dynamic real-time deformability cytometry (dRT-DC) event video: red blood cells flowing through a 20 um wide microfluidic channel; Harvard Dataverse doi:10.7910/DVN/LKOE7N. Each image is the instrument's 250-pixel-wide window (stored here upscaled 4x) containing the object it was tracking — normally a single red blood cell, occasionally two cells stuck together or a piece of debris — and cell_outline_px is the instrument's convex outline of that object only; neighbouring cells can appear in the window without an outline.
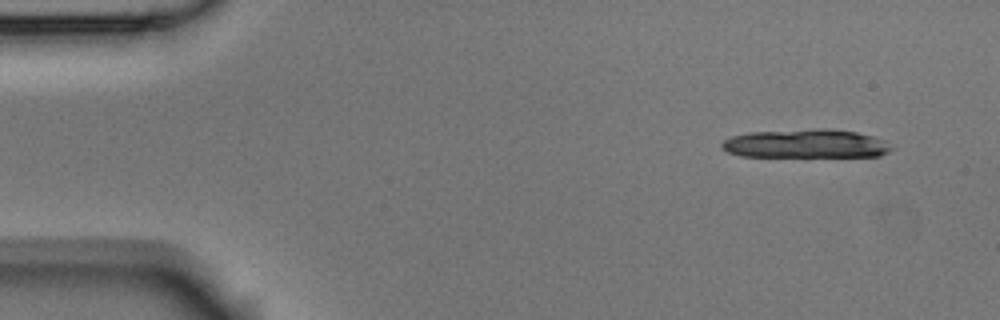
{"species": "Egyptian fruit bat (a non-hibernating species)", "species_latin": "Rousettus aegyptiacus", "temperature_condition": "room temperature", "stored_images_in_passage": 4, "camera_frame_rate_fps": 3000, "um_per_image_px": 0.085, "animal": {"sex": "male"}, "frame": {"image": 1, "passage_image": 1, "time_ms": 0.0, "image_size_px": [1000, 320], "cell_outline_px": [[892, 148], [888, 152], [880, 156], [740, 156], [728, 152], [720, 148], [720, 144], [724, 140], [732, 136], [748, 132], [816, 128], [824, 128], [856, 132], [872, 136], [884, 140]], "centroid_in_image_um": [68.45, 12.21], "position_along_channel_um": 16.5, "area_um2": 28.38}}